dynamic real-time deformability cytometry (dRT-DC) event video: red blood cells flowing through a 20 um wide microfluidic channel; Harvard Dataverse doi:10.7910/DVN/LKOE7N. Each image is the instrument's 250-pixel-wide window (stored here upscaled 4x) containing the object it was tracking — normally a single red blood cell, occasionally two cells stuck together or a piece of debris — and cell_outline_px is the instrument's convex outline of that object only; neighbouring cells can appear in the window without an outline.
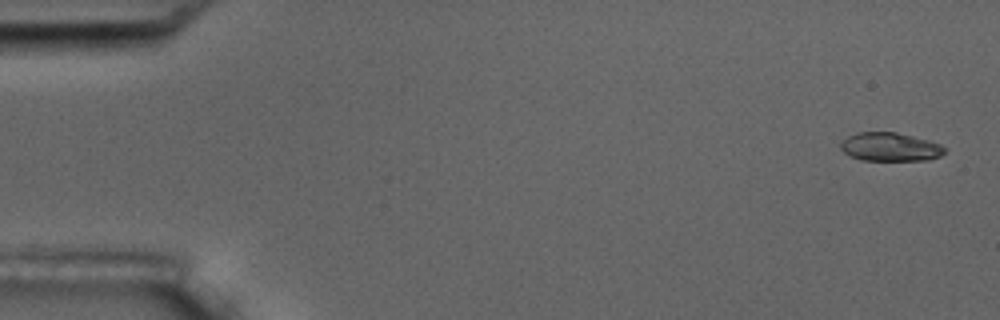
{"species": "common noctule bat (a hibernating species)", "species_latin": "Nyctalus noctula", "temperature_condition": "room temperature", "stored_images_in_passage": 5, "camera_frame_rate_fps": 3000, "um_per_image_px": 0.085, "animal": {"sex": "male", "body_mass_g": 17.5, "forearm_length_mm": 52.3}, "frame": {"image": 1, "passage_image": 1, "time_ms": 0.0, "image_size_px": [1000, 320], "cell_outline_px": [[944, 152], [940, 156], [928, 160], [860, 160], [848, 156], [840, 148], [840, 144], [848, 136], [856, 132], [896, 132], [928, 140], [940, 144], [944, 148]], "centroid_in_image_um": [75.62, 12.49], "position_along_channel_um": 9.4, "area_um2": 17.28}}
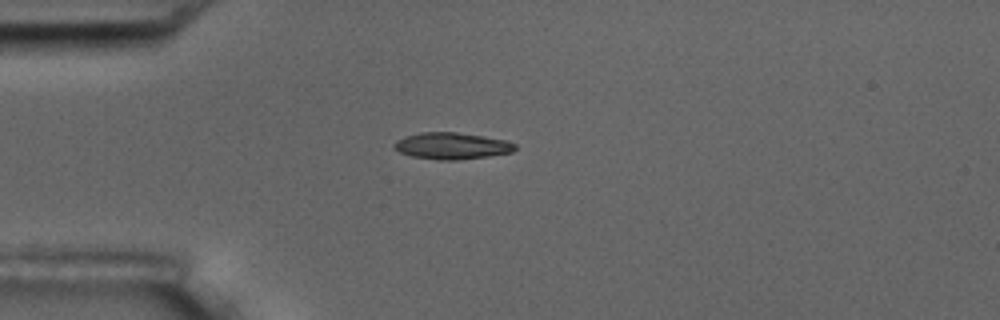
{"frame": {"image": 2, "passage_image": 4, "time_ms": 4.333, "image_size_px": [1000, 320], "cell_outline_px": [[516, 148], [512, 152], [488, 156], [456, 160], [440, 160], [412, 156], [400, 152], [392, 148], [392, 144], [396, 140], [404, 136], [420, 132], [456, 132], [484, 136], [508, 140], [516, 144]], "centroid_in_image_um": [38.38, 12.39], "position_along_channel_um": 46.6, "area_um2": 18.9}}